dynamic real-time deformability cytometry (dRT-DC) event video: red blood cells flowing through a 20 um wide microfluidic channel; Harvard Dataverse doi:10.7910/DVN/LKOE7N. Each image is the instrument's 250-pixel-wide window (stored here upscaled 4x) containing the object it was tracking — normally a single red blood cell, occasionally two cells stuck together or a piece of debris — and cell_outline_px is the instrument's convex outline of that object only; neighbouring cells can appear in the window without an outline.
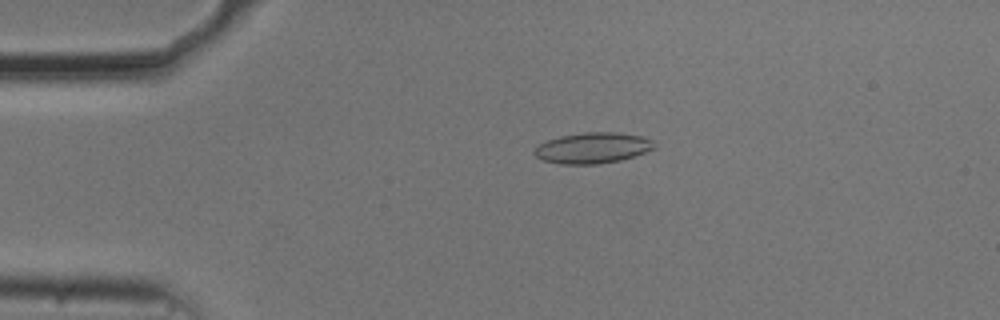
{"species": "common noctule bat (a hibernating species)", "species_latin": "Nyctalus noctula", "temperature_condition": "cold", "stored_images_in_passage": 20, "camera_frame_rate_fps": 3000, "um_per_image_px": 0.085, "animal": {"sex": "male", "body_mass_g": 20.5, "forearm_length_mm": 52.5}, "frame": {"image": 1, "passage_image": 11, "time_ms": 3.333, "image_size_px": [1000, 320], "cell_outline_px": [[656, 148], [620, 160], [596, 164], [560, 164], [544, 160], [536, 156], [532, 152], [540, 144], [548, 140], [560, 136], [584, 132], [620, 132], [644, 136], [652, 140], [656, 144]], "centroid_in_image_um": [50.41, 12.56], "position_along_channel_um": 34.6, "area_um2": 21.5}}
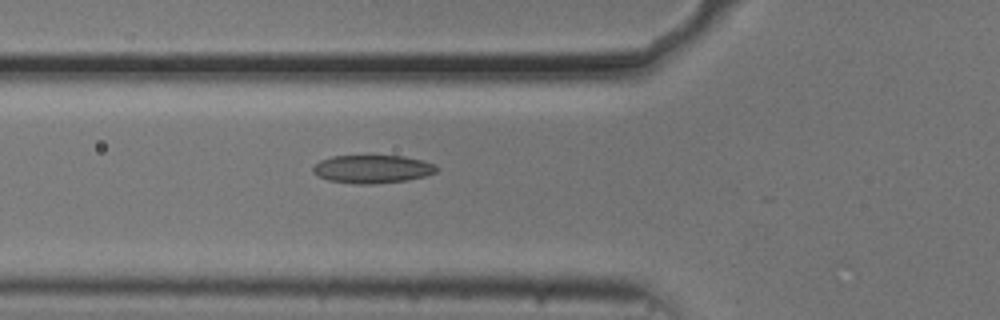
{"frame": {"image": 2, "passage_image": 19, "time_ms": 6.0, "image_size_px": [1000, 320], "cell_outline_px": [[440, 168], [436, 172], [424, 176], [408, 180], [376, 184], [356, 184], [328, 180], [312, 172], [312, 168], [320, 160], [332, 156], [404, 156], [424, 160], [436, 164]], "centroid_in_image_um": [31.7, 14.37], "position_along_channel_um": 94.1, "area_um2": 20.4}}